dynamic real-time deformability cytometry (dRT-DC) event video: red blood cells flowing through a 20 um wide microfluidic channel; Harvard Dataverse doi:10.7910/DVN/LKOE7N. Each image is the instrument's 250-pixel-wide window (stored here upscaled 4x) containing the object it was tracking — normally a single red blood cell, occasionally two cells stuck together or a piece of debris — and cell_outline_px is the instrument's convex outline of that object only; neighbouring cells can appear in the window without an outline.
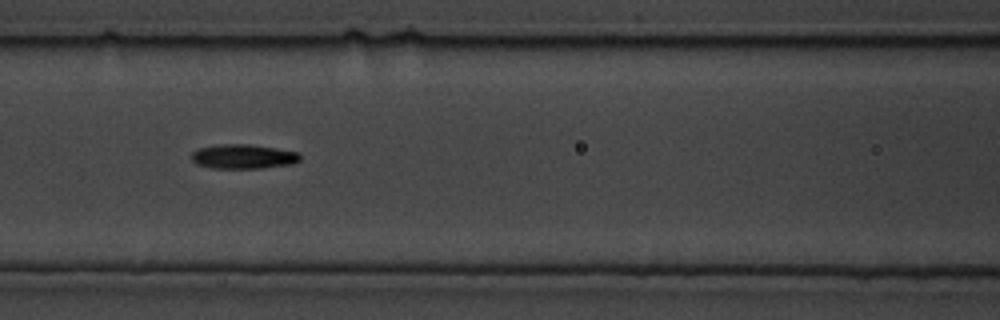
{"species": "common noctule bat (a hibernating species)", "species_latin": "Nyctalus noctula", "temperature_condition": "cold", "stored_images_in_passage": 19, "camera_frame_rate_fps": 3000, "um_per_image_px": 0.085, "animal": {"sex": "male", "body_mass_g": 19.5, "forearm_length_mm": 54.6}, "frame": {"image": 1, "passage_image": 4, "time_ms": 1.0, "image_size_px": [1000, 320], "cell_outline_px": [[300, 160], [292, 164], [260, 168], [212, 168], [196, 164], [192, 160], [192, 152], [200, 148], [216, 144], [248, 144], [276, 148], [300, 152]], "centroid_in_image_um": [20.69, 13.3], "position_along_channel_um": 145.9, "area_um2": 15.49}}
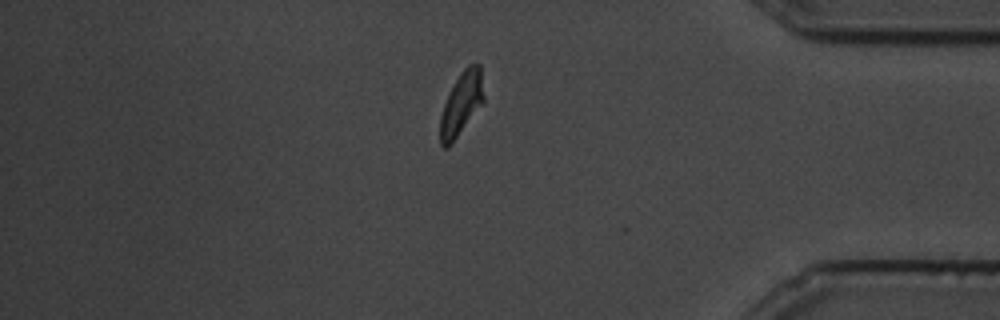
{"frame": {"image": 2, "passage_image": 19, "time_ms": 6.0, "image_size_px": [1000, 320], "cell_outline_px": [[484, 100], [452, 144], [448, 148], [444, 148], [440, 144], [440, 116], [448, 92], [460, 72], [468, 64], [480, 64], [484, 96]], "centroid_in_image_um": [39.19, 8.81], "position_along_channel_um": 396.0, "area_um2": 16.01}}